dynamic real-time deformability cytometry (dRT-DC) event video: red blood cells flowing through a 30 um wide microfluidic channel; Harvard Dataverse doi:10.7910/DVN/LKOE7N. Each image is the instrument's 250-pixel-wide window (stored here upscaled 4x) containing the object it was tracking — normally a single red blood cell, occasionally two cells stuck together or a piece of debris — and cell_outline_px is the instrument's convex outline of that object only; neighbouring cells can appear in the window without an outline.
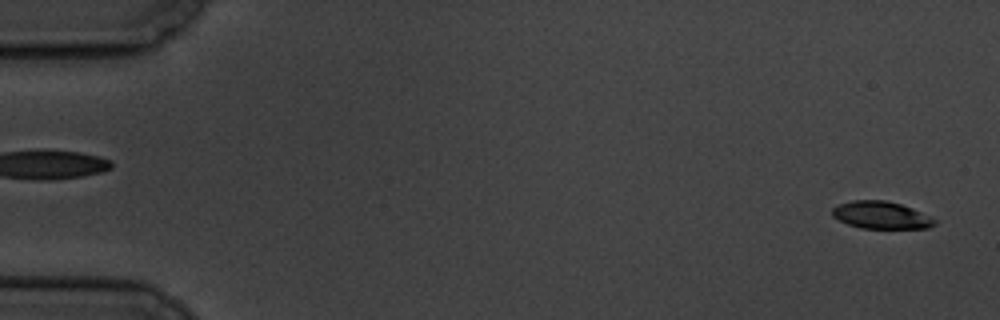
{"species": "common noctule bat (a hibernating species)", "species_latin": "Nyctalus noctula", "temperature_condition": "cold", "stored_images_in_passage": 7, "camera_frame_rate_fps": 3000, "um_per_image_px": 0.085, "animal": {"sex": "male", "body_mass_g": 19.5, "forearm_length_mm": 54.6}, "frame": {"image": 1, "passage_image": 1, "time_ms": 0.0, "image_size_px": [1000, 320], "cell_outline_px": [[936, 224], [928, 228], [860, 228], [848, 224], [832, 216], [832, 208], [840, 204], [852, 200], [884, 200], [900, 204], [912, 208], [932, 216], [936, 220]], "centroid_in_image_um": [74.92, 18.28], "position_along_channel_um": 10.1, "area_um2": 16.3}}
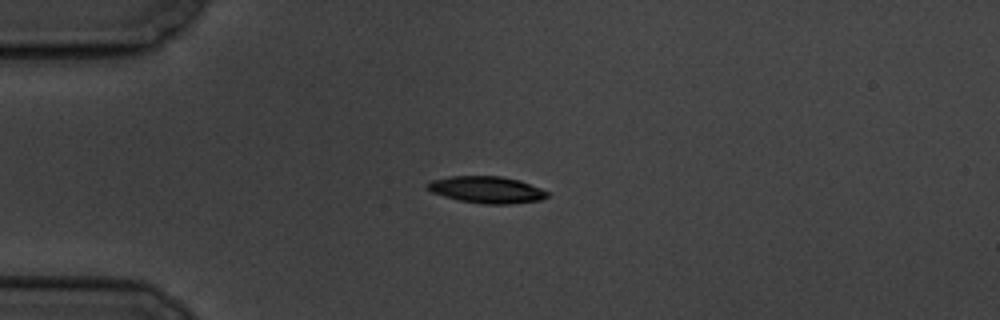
{"frame": {"image": 2, "passage_image": 5, "time_ms": 4.333, "image_size_px": [1000, 320], "cell_outline_px": [[548, 196], [540, 200], [508, 204], [484, 204], [460, 200], [444, 196], [432, 192], [424, 188], [432, 180], [452, 176], [500, 176], [520, 180], [540, 188], [548, 192]], "centroid_in_image_um": [41.37, 16.12], "position_along_channel_um": 43.6, "area_um2": 18.55}}
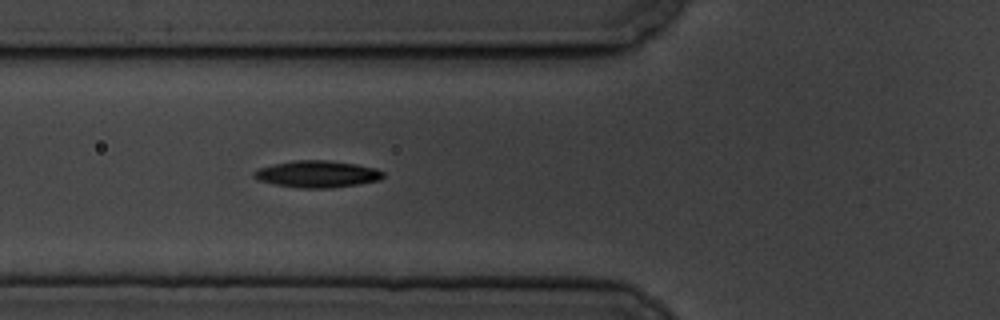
{"frame": {"image": 3, "passage_image": 7, "time_ms": 6.667, "image_size_px": [1000, 320], "cell_outline_px": [[384, 176], [380, 180], [332, 188], [300, 188], [272, 184], [260, 180], [252, 176], [252, 172], [256, 168], [272, 164], [292, 160], [328, 160], [356, 164], [376, 168], [384, 172]], "centroid_in_image_um": [26.92, 14.79], "position_along_channel_um": 98.9, "area_um2": 20.4}}